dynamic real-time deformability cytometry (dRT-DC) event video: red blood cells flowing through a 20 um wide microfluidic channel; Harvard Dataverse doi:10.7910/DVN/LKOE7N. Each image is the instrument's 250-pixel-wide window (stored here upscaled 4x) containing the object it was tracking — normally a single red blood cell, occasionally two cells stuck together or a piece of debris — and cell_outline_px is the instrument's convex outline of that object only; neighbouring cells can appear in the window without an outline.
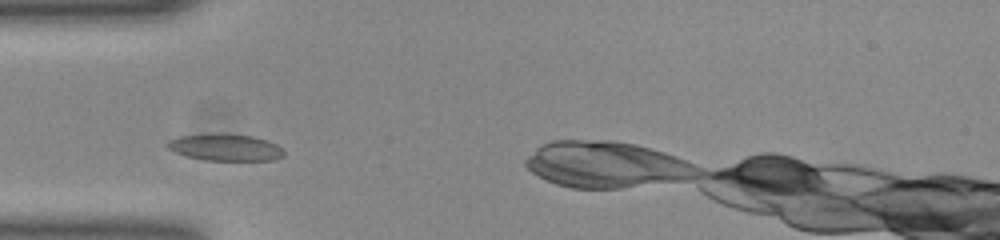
{"species": "common noctule bat (a hibernating species)", "species_latin": "Nyctalus noctula", "temperature_condition": "room temperature", "stored_images_in_passage": 14, "camera_frame_rate_fps": 3000, "um_per_image_px": 0.085, "animal": {"sex": "female", "body_mass_g": 23.0, "forearm_length_mm": 53.4}, "frame": {"image": 1, "passage_image": 5, "time_ms": 1.333, "image_size_px": [1000, 240], "cell_outline_px": [[284, 156], [276, 160], [204, 160], [184, 156], [168, 148], [164, 144], [168, 140], [180, 136], [216, 132], [224, 132], [252, 136], [276, 144], [284, 152]], "centroid_in_image_um": [19.1, 12.51], "position_along_channel_um": 65.9, "area_um2": 18.5}}
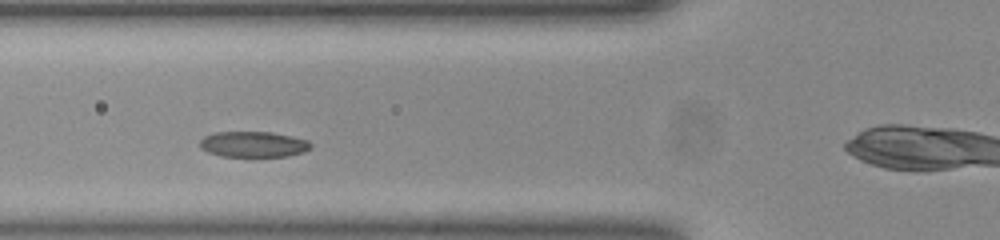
{"frame": {"image": 2, "passage_image": 8, "time_ms": 2.333, "image_size_px": [1000, 240], "cell_outline_px": [[312, 148], [304, 152], [288, 156], [220, 156], [208, 152], [200, 148], [200, 140], [204, 136], [216, 132], [272, 132], [308, 140], [312, 144]], "centroid_in_image_um": [21.55, 12.26], "position_along_channel_um": 104.3, "area_um2": 16.65}}
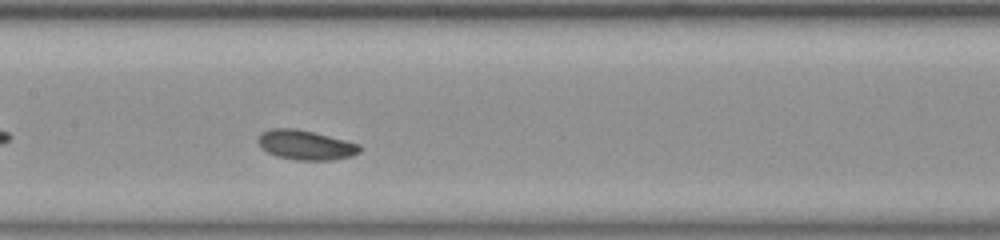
{"frame": {"image": 3, "passage_image": 14, "time_ms": 4.333, "image_size_px": [1000, 240], "cell_outline_px": [[360, 152], [352, 156], [332, 160], [296, 160], [276, 156], [260, 148], [256, 140], [260, 132], [272, 128], [296, 128], [360, 144]], "centroid_in_image_um": [25.92, 12.32], "position_along_channel_um": 181.5, "area_um2": 17.63}}